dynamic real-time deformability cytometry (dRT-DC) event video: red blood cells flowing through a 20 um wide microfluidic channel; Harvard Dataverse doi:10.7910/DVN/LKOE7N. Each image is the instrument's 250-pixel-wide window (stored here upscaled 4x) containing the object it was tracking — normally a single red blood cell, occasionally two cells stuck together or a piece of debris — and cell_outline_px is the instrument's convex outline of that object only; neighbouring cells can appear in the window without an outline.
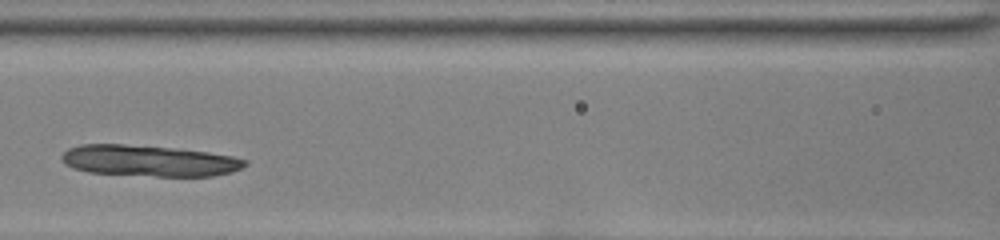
{"species": "common noctule bat (a hibernating species)", "species_latin": "Nyctalus noctula", "temperature_condition": "room temperature", "stored_images_in_passage": 32, "camera_frame_rate_fps": 3000, "um_per_image_px": 0.085, "animal": {"sex": "female", "body_mass_g": 22.0, "forearm_length_mm": 56.7}, "frame": {"image": 1, "passage_image": 12, "time_ms": 3.667, "image_size_px": [1000, 240], "cell_outline_px": [[244, 164], [240, 168], [228, 172], [212, 176], [156, 176], [92, 172], [76, 168], [68, 164], [60, 156], [68, 148], [80, 144], [124, 144], [168, 148], [204, 152], [232, 156], [244, 160]], "centroid_in_image_um": [12.61, 13.66], "position_along_channel_um": 154.0, "area_um2": 32.31}}